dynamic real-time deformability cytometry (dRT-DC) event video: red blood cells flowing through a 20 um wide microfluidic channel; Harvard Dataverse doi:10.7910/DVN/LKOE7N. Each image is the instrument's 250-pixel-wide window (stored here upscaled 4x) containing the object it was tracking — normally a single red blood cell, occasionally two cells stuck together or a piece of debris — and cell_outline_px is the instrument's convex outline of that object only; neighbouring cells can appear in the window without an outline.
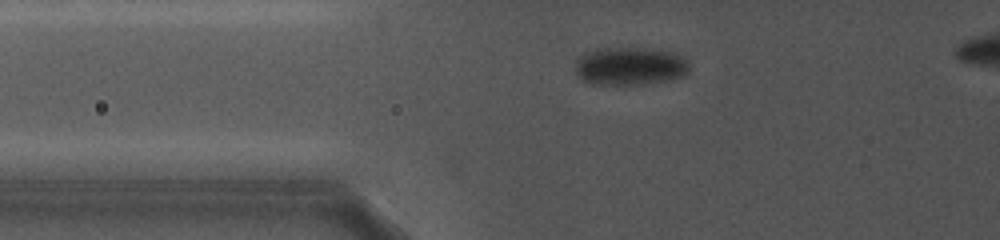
{"species": "common noctule bat (a hibernating species)", "species_latin": "Nyctalus noctula", "temperature_condition": "cold", "stored_images_in_passage": 3, "camera_frame_rate_fps": 5000, "um_per_image_px": 0.085, "animal": {"sex": "female", "body_mass_g": 19.0, "forearm_length_mm": 56.7}, "frame": {"image": 1, "passage_image": 3, "time_ms": 0.2, "image_size_px": [1000, 240], "cell_outline_px": [[688, 72], [684, 76], [668, 80], [644, 84], [592, 84], [584, 80], [576, 72], [576, 60], [580, 56], [596, 48], [644, 48], [676, 52], [688, 64]], "centroid_in_image_um": [53.55, 5.61], "position_along_channel_um": 72.2, "area_um2": 25.14}}